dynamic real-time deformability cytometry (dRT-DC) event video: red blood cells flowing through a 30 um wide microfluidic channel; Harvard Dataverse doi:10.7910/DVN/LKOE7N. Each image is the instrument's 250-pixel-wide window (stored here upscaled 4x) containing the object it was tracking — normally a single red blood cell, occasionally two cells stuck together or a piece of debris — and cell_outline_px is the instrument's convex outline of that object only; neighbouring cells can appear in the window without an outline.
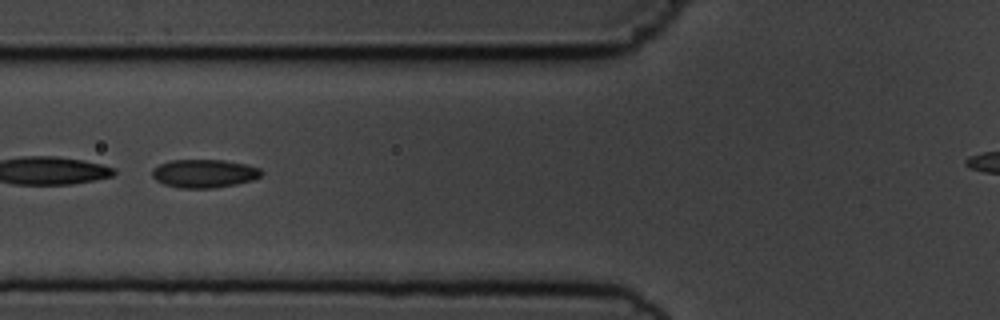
{"species": "common noctule bat (a hibernating species)", "species_latin": "Nyctalus noctula", "temperature_condition": "cold", "stored_images_in_passage": 8, "camera_frame_rate_fps": 3000, "um_per_image_px": 0.085, "animal": {"sex": "male", "body_mass_g": 19.5, "forearm_length_mm": 54.6}, "frame": {"image": 1, "passage_image": 6, "time_ms": 6.0, "image_size_px": [1000, 320], "cell_outline_px": [[264, 172], [260, 176], [252, 180], [236, 184], [212, 188], [180, 188], [164, 184], [156, 180], [152, 176], [152, 168], [160, 164], [172, 160], [224, 160], [244, 164], [260, 168]], "centroid_in_image_um": [17.35, 14.75], "position_along_channel_um": 108.5, "area_um2": 17.98}}
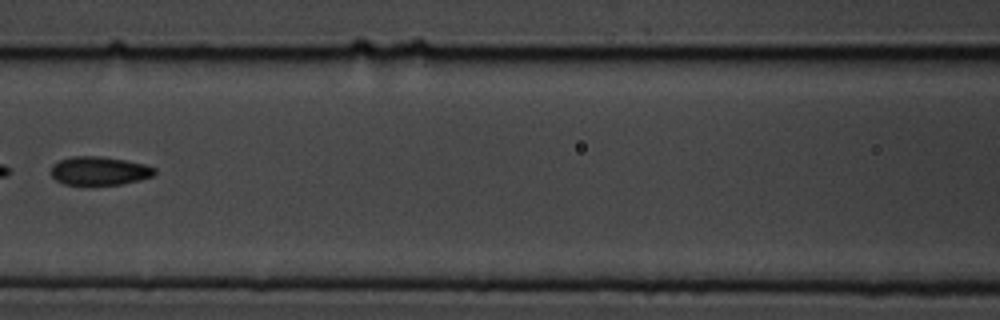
{"frame": {"image": 2, "passage_image": 7, "time_ms": 7.333, "image_size_px": [1000, 320], "cell_outline_px": [[156, 172], [152, 176], [140, 180], [120, 184], [64, 184], [56, 180], [48, 172], [52, 164], [60, 160], [72, 156], [100, 156], [124, 160], [144, 164], [156, 168]], "centroid_in_image_um": [8.41, 14.51], "position_along_channel_um": 158.2, "area_um2": 17.22}}
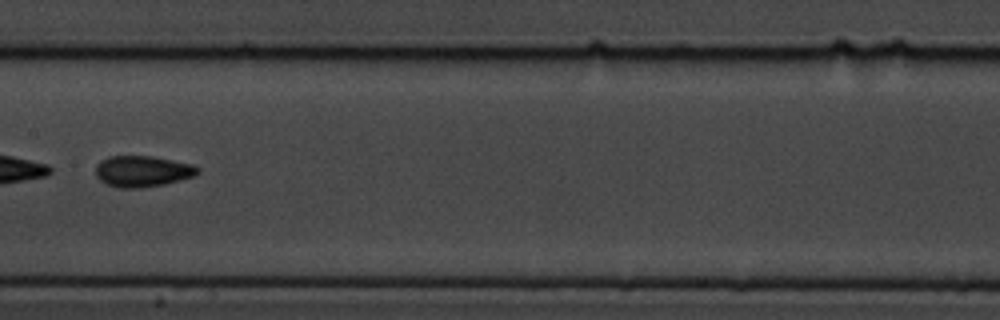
{"frame": {"image": 3, "passage_image": 8, "time_ms": 8.333, "image_size_px": [1000, 320], "cell_outline_px": [[200, 172], [192, 176], [180, 180], [164, 184], [140, 188], [120, 188], [108, 184], [100, 180], [96, 176], [96, 164], [100, 160], [108, 156], [152, 156], [192, 164], [200, 168]], "centroid_in_image_um": [12.09, 14.55], "position_along_channel_um": 195.3, "area_um2": 18.5}}